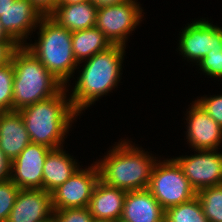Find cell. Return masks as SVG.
Wrapping results in <instances>:
<instances>
[{
  "label": "cell",
  "mask_w": 222,
  "mask_h": 222,
  "mask_svg": "<svg viewBox=\"0 0 222 222\" xmlns=\"http://www.w3.org/2000/svg\"><path fill=\"white\" fill-rule=\"evenodd\" d=\"M125 49L123 45H112L79 63L83 66L80 64L85 62L73 92L69 94L71 105L78 115L119 84Z\"/></svg>",
  "instance_id": "1"
},
{
  "label": "cell",
  "mask_w": 222,
  "mask_h": 222,
  "mask_svg": "<svg viewBox=\"0 0 222 222\" xmlns=\"http://www.w3.org/2000/svg\"><path fill=\"white\" fill-rule=\"evenodd\" d=\"M68 91L65 86L55 96L19 110L31 143L50 149L63 147L73 120L79 116L67 98Z\"/></svg>",
  "instance_id": "2"
},
{
  "label": "cell",
  "mask_w": 222,
  "mask_h": 222,
  "mask_svg": "<svg viewBox=\"0 0 222 222\" xmlns=\"http://www.w3.org/2000/svg\"><path fill=\"white\" fill-rule=\"evenodd\" d=\"M142 149L127 139L114 144L102 160H96L99 180L126 191L147 189L158 159Z\"/></svg>",
  "instance_id": "3"
},
{
  "label": "cell",
  "mask_w": 222,
  "mask_h": 222,
  "mask_svg": "<svg viewBox=\"0 0 222 222\" xmlns=\"http://www.w3.org/2000/svg\"><path fill=\"white\" fill-rule=\"evenodd\" d=\"M13 110H20L58 94L65 86L29 51L19 46L12 56Z\"/></svg>",
  "instance_id": "4"
},
{
  "label": "cell",
  "mask_w": 222,
  "mask_h": 222,
  "mask_svg": "<svg viewBox=\"0 0 222 222\" xmlns=\"http://www.w3.org/2000/svg\"><path fill=\"white\" fill-rule=\"evenodd\" d=\"M38 40L25 47L52 73L64 86L79 69L72 49V32L61 27L50 16H44L38 26ZM73 75V76H72Z\"/></svg>",
  "instance_id": "5"
},
{
  "label": "cell",
  "mask_w": 222,
  "mask_h": 222,
  "mask_svg": "<svg viewBox=\"0 0 222 222\" xmlns=\"http://www.w3.org/2000/svg\"><path fill=\"white\" fill-rule=\"evenodd\" d=\"M147 189L164 210L196 197V191L173 158L156 162Z\"/></svg>",
  "instance_id": "6"
},
{
  "label": "cell",
  "mask_w": 222,
  "mask_h": 222,
  "mask_svg": "<svg viewBox=\"0 0 222 222\" xmlns=\"http://www.w3.org/2000/svg\"><path fill=\"white\" fill-rule=\"evenodd\" d=\"M140 5L136 0H128L118 5L99 7L95 27L104 33L112 45L126 47L128 37L144 16Z\"/></svg>",
  "instance_id": "7"
},
{
  "label": "cell",
  "mask_w": 222,
  "mask_h": 222,
  "mask_svg": "<svg viewBox=\"0 0 222 222\" xmlns=\"http://www.w3.org/2000/svg\"><path fill=\"white\" fill-rule=\"evenodd\" d=\"M191 156H180L173 159L181 167L196 191L222 184V152L214 150H197Z\"/></svg>",
  "instance_id": "8"
},
{
  "label": "cell",
  "mask_w": 222,
  "mask_h": 222,
  "mask_svg": "<svg viewBox=\"0 0 222 222\" xmlns=\"http://www.w3.org/2000/svg\"><path fill=\"white\" fill-rule=\"evenodd\" d=\"M99 181V169L94 162L86 169L80 167L52 192L53 210L88 207L93 189Z\"/></svg>",
  "instance_id": "9"
},
{
  "label": "cell",
  "mask_w": 222,
  "mask_h": 222,
  "mask_svg": "<svg viewBox=\"0 0 222 222\" xmlns=\"http://www.w3.org/2000/svg\"><path fill=\"white\" fill-rule=\"evenodd\" d=\"M180 33L178 49L187 61L198 64L210 50L222 48V27L208 20H194Z\"/></svg>",
  "instance_id": "10"
},
{
  "label": "cell",
  "mask_w": 222,
  "mask_h": 222,
  "mask_svg": "<svg viewBox=\"0 0 222 222\" xmlns=\"http://www.w3.org/2000/svg\"><path fill=\"white\" fill-rule=\"evenodd\" d=\"M51 149L30 143L11 161L10 179L20 189H42L43 166Z\"/></svg>",
  "instance_id": "11"
},
{
  "label": "cell",
  "mask_w": 222,
  "mask_h": 222,
  "mask_svg": "<svg viewBox=\"0 0 222 222\" xmlns=\"http://www.w3.org/2000/svg\"><path fill=\"white\" fill-rule=\"evenodd\" d=\"M187 111L186 139L194 151L220 149L222 127L194 101Z\"/></svg>",
  "instance_id": "12"
},
{
  "label": "cell",
  "mask_w": 222,
  "mask_h": 222,
  "mask_svg": "<svg viewBox=\"0 0 222 222\" xmlns=\"http://www.w3.org/2000/svg\"><path fill=\"white\" fill-rule=\"evenodd\" d=\"M44 15L30 0H15L13 5L0 15V23L7 35L19 46H25ZM32 33V34H30Z\"/></svg>",
  "instance_id": "13"
},
{
  "label": "cell",
  "mask_w": 222,
  "mask_h": 222,
  "mask_svg": "<svg viewBox=\"0 0 222 222\" xmlns=\"http://www.w3.org/2000/svg\"><path fill=\"white\" fill-rule=\"evenodd\" d=\"M53 216L52 193L20 189L6 222H48Z\"/></svg>",
  "instance_id": "14"
},
{
  "label": "cell",
  "mask_w": 222,
  "mask_h": 222,
  "mask_svg": "<svg viewBox=\"0 0 222 222\" xmlns=\"http://www.w3.org/2000/svg\"><path fill=\"white\" fill-rule=\"evenodd\" d=\"M31 143L18 110L0 112V149L13 161Z\"/></svg>",
  "instance_id": "15"
},
{
  "label": "cell",
  "mask_w": 222,
  "mask_h": 222,
  "mask_svg": "<svg viewBox=\"0 0 222 222\" xmlns=\"http://www.w3.org/2000/svg\"><path fill=\"white\" fill-rule=\"evenodd\" d=\"M165 210L148 189L127 191L120 222H164Z\"/></svg>",
  "instance_id": "16"
},
{
  "label": "cell",
  "mask_w": 222,
  "mask_h": 222,
  "mask_svg": "<svg viewBox=\"0 0 222 222\" xmlns=\"http://www.w3.org/2000/svg\"><path fill=\"white\" fill-rule=\"evenodd\" d=\"M126 193V190L108 186L99 180L88 205L93 218L120 221Z\"/></svg>",
  "instance_id": "17"
},
{
  "label": "cell",
  "mask_w": 222,
  "mask_h": 222,
  "mask_svg": "<svg viewBox=\"0 0 222 222\" xmlns=\"http://www.w3.org/2000/svg\"><path fill=\"white\" fill-rule=\"evenodd\" d=\"M60 147L51 149L44 162L42 189L52 193L66 182L80 167L66 150Z\"/></svg>",
  "instance_id": "18"
},
{
  "label": "cell",
  "mask_w": 222,
  "mask_h": 222,
  "mask_svg": "<svg viewBox=\"0 0 222 222\" xmlns=\"http://www.w3.org/2000/svg\"><path fill=\"white\" fill-rule=\"evenodd\" d=\"M98 7L92 1L58 5L49 15L61 27L75 32L95 27Z\"/></svg>",
  "instance_id": "19"
},
{
  "label": "cell",
  "mask_w": 222,
  "mask_h": 222,
  "mask_svg": "<svg viewBox=\"0 0 222 222\" xmlns=\"http://www.w3.org/2000/svg\"><path fill=\"white\" fill-rule=\"evenodd\" d=\"M112 46L97 27L72 32V49L78 63Z\"/></svg>",
  "instance_id": "20"
},
{
  "label": "cell",
  "mask_w": 222,
  "mask_h": 222,
  "mask_svg": "<svg viewBox=\"0 0 222 222\" xmlns=\"http://www.w3.org/2000/svg\"><path fill=\"white\" fill-rule=\"evenodd\" d=\"M165 222H208L199 199L194 197L188 202L169 207L165 210Z\"/></svg>",
  "instance_id": "21"
},
{
  "label": "cell",
  "mask_w": 222,
  "mask_h": 222,
  "mask_svg": "<svg viewBox=\"0 0 222 222\" xmlns=\"http://www.w3.org/2000/svg\"><path fill=\"white\" fill-rule=\"evenodd\" d=\"M208 222H222V184L196 192Z\"/></svg>",
  "instance_id": "22"
},
{
  "label": "cell",
  "mask_w": 222,
  "mask_h": 222,
  "mask_svg": "<svg viewBox=\"0 0 222 222\" xmlns=\"http://www.w3.org/2000/svg\"><path fill=\"white\" fill-rule=\"evenodd\" d=\"M13 78L12 61L0 65V112L13 110Z\"/></svg>",
  "instance_id": "23"
},
{
  "label": "cell",
  "mask_w": 222,
  "mask_h": 222,
  "mask_svg": "<svg viewBox=\"0 0 222 222\" xmlns=\"http://www.w3.org/2000/svg\"><path fill=\"white\" fill-rule=\"evenodd\" d=\"M20 188L11 180L0 182V222H6Z\"/></svg>",
  "instance_id": "24"
},
{
  "label": "cell",
  "mask_w": 222,
  "mask_h": 222,
  "mask_svg": "<svg viewBox=\"0 0 222 222\" xmlns=\"http://www.w3.org/2000/svg\"><path fill=\"white\" fill-rule=\"evenodd\" d=\"M205 76L213 78L222 77V48H214L196 64Z\"/></svg>",
  "instance_id": "25"
},
{
  "label": "cell",
  "mask_w": 222,
  "mask_h": 222,
  "mask_svg": "<svg viewBox=\"0 0 222 222\" xmlns=\"http://www.w3.org/2000/svg\"><path fill=\"white\" fill-rule=\"evenodd\" d=\"M53 218L56 222H93L94 220L88 207L54 210Z\"/></svg>",
  "instance_id": "26"
},
{
  "label": "cell",
  "mask_w": 222,
  "mask_h": 222,
  "mask_svg": "<svg viewBox=\"0 0 222 222\" xmlns=\"http://www.w3.org/2000/svg\"><path fill=\"white\" fill-rule=\"evenodd\" d=\"M200 107L222 127V94L207 97L197 98L195 100Z\"/></svg>",
  "instance_id": "27"
},
{
  "label": "cell",
  "mask_w": 222,
  "mask_h": 222,
  "mask_svg": "<svg viewBox=\"0 0 222 222\" xmlns=\"http://www.w3.org/2000/svg\"><path fill=\"white\" fill-rule=\"evenodd\" d=\"M18 47L19 45L15 42H0V65L10 62Z\"/></svg>",
  "instance_id": "28"
},
{
  "label": "cell",
  "mask_w": 222,
  "mask_h": 222,
  "mask_svg": "<svg viewBox=\"0 0 222 222\" xmlns=\"http://www.w3.org/2000/svg\"><path fill=\"white\" fill-rule=\"evenodd\" d=\"M44 16H49L58 6L59 0H30Z\"/></svg>",
  "instance_id": "29"
},
{
  "label": "cell",
  "mask_w": 222,
  "mask_h": 222,
  "mask_svg": "<svg viewBox=\"0 0 222 222\" xmlns=\"http://www.w3.org/2000/svg\"><path fill=\"white\" fill-rule=\"evenodd\" d=\"M11 162L0 149V182L10 179Z\"/></svg>",
  "instance_id": "30"
},
{
  "label": "cell",
  "mask_w": 222,
  "mask_h": 222,
  "mask_svg": "<svg viewBox=\"0 0 222 222\" xmlns=\"http://www.w3.org/2000/svg\"><path fill=\"white\" fill-rule=\"evenodd\" d=\"M98 8L103 6L118 5L128 0H91Z\"/></svg>",
  "instance_id": "31"
},
{
  "label": "cell",
  "mask_w": 222,
  "mask_h": 222,
  "mask_svg": "<svg viewBox=\"0 0 222 222\" xmlns=\"http://www.w3.org/2000/svg\"><path fill=\"white\" fill-rule=\"evenodd\" d=\"M15 0H0V15L5 13V11L13 5Z\"/></svg>",
  "instance_id": "32"
},
{
  "label": "cell",
  "mask_w": 222,
  "mask_h": 222,
  "mask_svg": "<svg viewBox=\"0 0 222 222\" xmlns=\"http://www.w3.org/2000/svg\"><path fill=\"white\" fill-rule=\"evenodd\" d=\"M0 42H14L4 31L2 24L0 23Z\"/></svg>",
  "instance_id": "33"
},
{
  "label": "cell",
  "mask_w": 222,
  "mask_h": 222,
  "mask_svg": "<svg viewBox=\"0 0 222 222\" xmlns=\"http://www.w3.org/2000/svg\"><path fill=\"white\" fill-rule=\"evenodd\" d=\"M86 1H91V0H59L58 5L78 4Z\"/></svg>",
  "instance_id": "34"
},
{
  "label": "cell",
  "mask_w": 222,
  "mask_h": 222,
  "mask_svg": "<svg viewBox=\"0 0 222 222\" xmlns=\"http://www.w3.org/2000/svg\"><path fill=\"white\" fill-rule=\"evenodd\" d=\"M93 222H120L118 220H109V219H94Z\"/></svg>",
  "instance_id": "35"
},
{
  "label": "cell",
  "mask_w": 222,
  "mask_h": 222,
  "mask_svg": "<svg viewBox=\"0 0 222 222\" xmlns=\"http://www.w3.org/2000/svg\"><path fill=\"white\" fill-rule=\"evenodd\" d=\"M48 222H56L55 219L53 218L52 220L48 221Z\"/></svg>",
  "instance_id": "36"
}]
</instances>
